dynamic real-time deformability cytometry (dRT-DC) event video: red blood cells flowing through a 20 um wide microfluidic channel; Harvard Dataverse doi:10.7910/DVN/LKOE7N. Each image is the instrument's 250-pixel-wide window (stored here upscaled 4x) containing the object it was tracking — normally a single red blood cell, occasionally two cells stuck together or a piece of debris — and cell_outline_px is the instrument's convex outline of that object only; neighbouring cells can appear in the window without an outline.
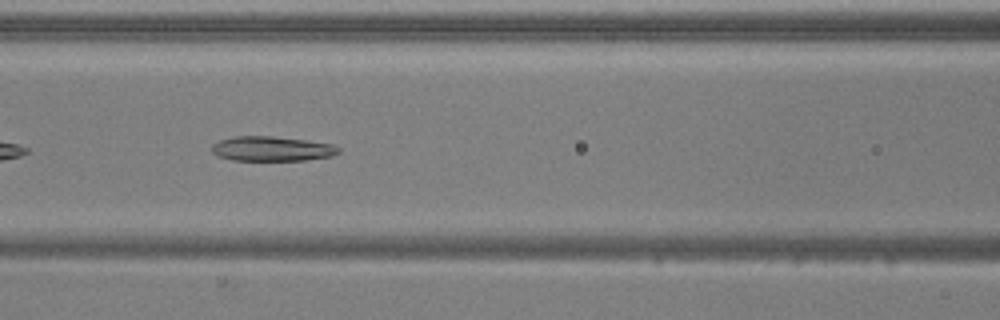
{"species": "common noctule bat (a hibernating species)", "species_latin": "Nyctalus noctula", "temperature_condition": "warm", "stored_images_in_passage": 36, "camera_frame_rate_fps": 3000, "um_per_image_px": 0.085, "animal": {"sex": "male", "body_mass_g": 20.5, "forearm_length_mm": 52.5}, "frame": {"image": 1, "passage_image": 7, "time_ms": 2.0, "image_size_px": [1000, 320], "cell_outline_px": [[340, 152], [332, 156], [304, 160], [232, 160], [216, 156], [212, 152], [212, 144], [220, 140], [236, 136], [272, 136], [304, 140], [332, 144], [340, 148]], "centroid_in_image_um": [23.09, 12.64], "position_along_channel_um": 143.5, "area_um2": 18.21}}
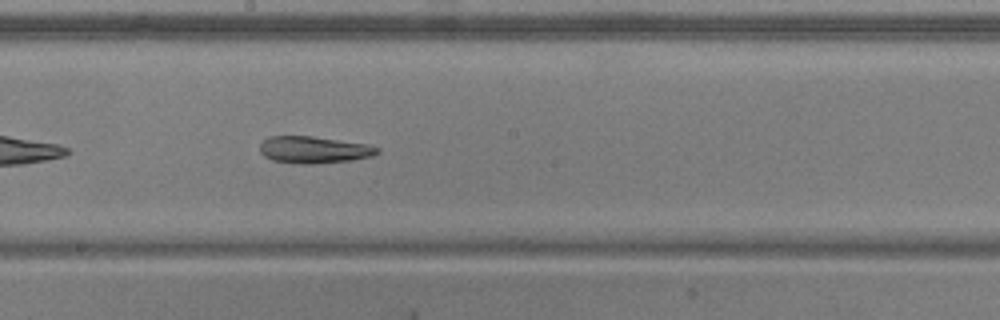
{"frame": {"image": 2, "passage_image": 13, "time_ms": 4.0, "image_size_px": [1000, 320], "cell_outline_px": [[380, 152], [372, 156], [352, 160], [312, 164], [300, 164], [272, 160], [264, 156], [260, 152], [260, 144], [268, 136], [312, 136], [368, 144], [380, 148]], "centroid_in_image_um": [26.69, 12.73], "position_along_channel_um": 221.5, "area_um2": 18.5}}
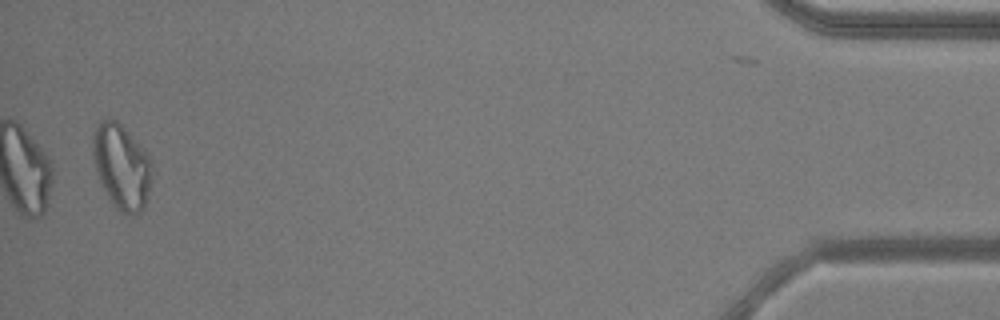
{"frame": {"image": 3, "passage_image": 35, "time_ms": 11.333, "image_size_px": [1000, 320], "cell_outline_px": [[156, 168], [144, 208], [140, 212], [128, 216], [124, 216], [112, 204], [96, 172], [92, 156], [92, 136], [96, 124], [104, 116], [116, 120], [144, 148], [152, 160]], "centroid_in_image_um": [10.36, 14.15], "position_along_channel_um": 424.8, "area_um2": 30.17}}